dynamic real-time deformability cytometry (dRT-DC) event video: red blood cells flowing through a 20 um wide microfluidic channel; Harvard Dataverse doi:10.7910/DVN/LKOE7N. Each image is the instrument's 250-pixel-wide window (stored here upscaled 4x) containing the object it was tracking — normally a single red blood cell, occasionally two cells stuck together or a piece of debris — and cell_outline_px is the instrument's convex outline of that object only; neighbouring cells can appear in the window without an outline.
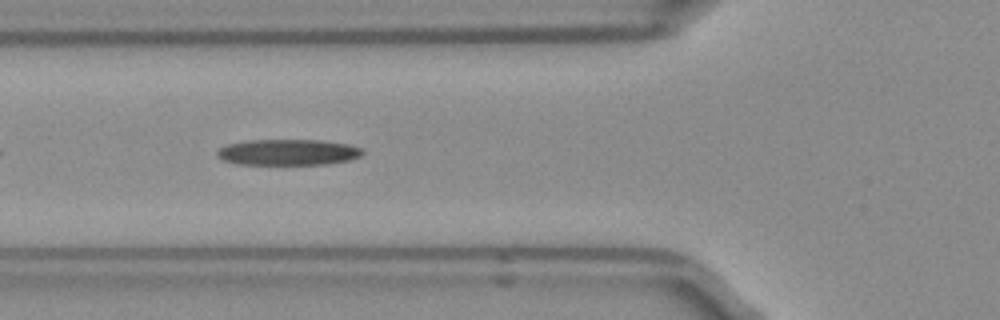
{"species": "Egyptian fruit bat (a non-hibernating species)", "species_latin": "Rousettus aegyptiacus", "temperature_condition": "room temperature", "stored_images_in_passage": 33, "camera_frame_rate_fps": 3000, "um_per_image_px": 0.085, "frame": {"image": 1, "passage_image": 6, "time_ms": 1.667, "image_size_px": [1000, 320], "cell_outline_px": [[364, 152], [360, 156], [348, 160], [324, 164], [240, 164], [224, 160], [216, 156], [216, 152], [224, 144], [248, 140], [324, 140], [348, 144], [360, 148]], "centroid_in_image_um": [24.45, 12.93], "position_along_channel_um": 101.4, "area_um2": 21.96}}
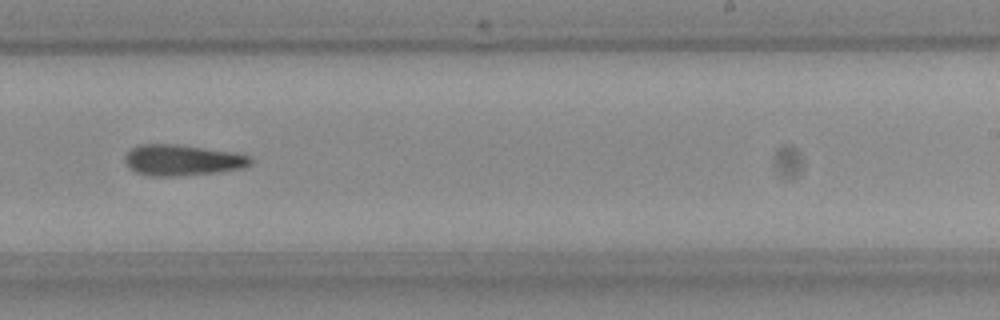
{"frame": {"image": 2, "passage_image": 19, "time_ms": 6.0, "image_size_px": [1000, 320], "cell_outline_px": [[252, 164], [244, 168], [216, 172], [180, 176], [152, 176], [136, 172], [128, 168], [124, 160], [124, 156], [132, 148], [140, 144], [176, 144], [236, 152], [252, 156]], "centroid_in_image_um": [15.52, 13.61], "position_along_channel_um": 273.5, "area_um2": 22.89}, "authors_computed_cell_mechanics": {"area_um2": 21.964, "velocity_mm_per_s": 3.9651, "shape_relaxation_time_tau1_ms": 9.4593, "shape_relaxation_time_tau2_ms": null, "deformation_change_tau1": 0.2372, "deformation_change_tau2": null}}